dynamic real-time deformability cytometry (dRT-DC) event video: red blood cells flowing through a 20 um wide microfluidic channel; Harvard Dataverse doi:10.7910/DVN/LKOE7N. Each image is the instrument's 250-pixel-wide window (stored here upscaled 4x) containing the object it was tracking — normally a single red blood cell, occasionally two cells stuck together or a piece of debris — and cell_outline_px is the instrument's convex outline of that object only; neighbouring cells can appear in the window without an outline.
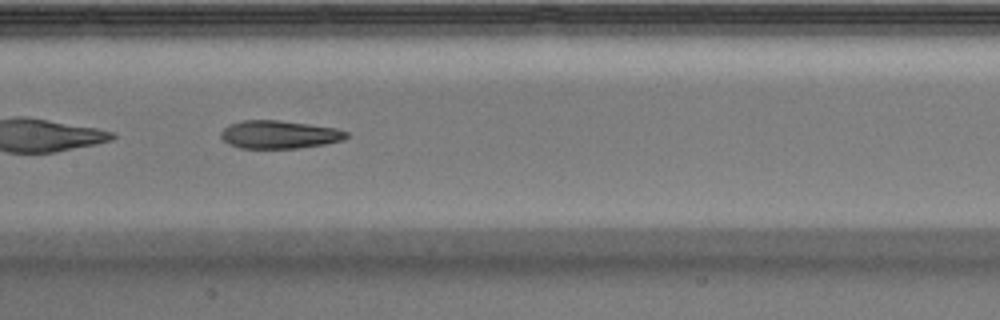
{"species": "Egyptian fruit bat (a non-hibernating species)", "species_latin": "Rousettus aegyptiacus", "temperature_condition": "warm", "stored_images_in_passage": 50, "segment_of_instrument_passage": [2, 2], "camera_frame_rate_fps": 3000, "um_per_image_px": 0.085, "animal": {"sex": "male"}, "frame": {"image": 1, "passage_image": 26, "time_ms": 8.333, "image_size_px": [1000, 320], "cell_outline_px": [[348, 136], [344, 140], [324, 144], [296, 148], [240, 148], [228, 144], [220, 136], [220, 132], [228, 124], [240, 120], [276, 120], [308, 124], [336, 128], [348, 132]], "centroid_in_image_um": [23.7, 11.43], "position_along_channel_um": 183.7, "area_um2": 20.52}}